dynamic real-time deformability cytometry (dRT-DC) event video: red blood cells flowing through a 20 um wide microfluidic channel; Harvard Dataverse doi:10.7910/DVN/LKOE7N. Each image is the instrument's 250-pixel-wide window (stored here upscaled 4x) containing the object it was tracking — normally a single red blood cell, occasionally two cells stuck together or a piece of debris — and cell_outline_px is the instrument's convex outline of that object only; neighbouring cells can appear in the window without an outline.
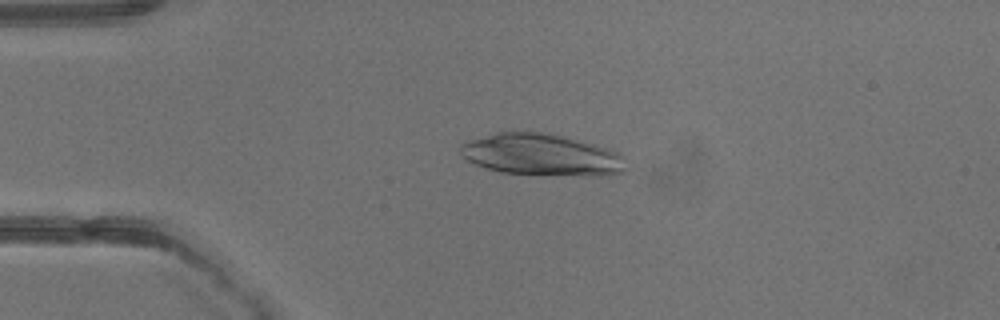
{"species": "common noctule bat (a hibernating species)", "species_latin": "Nyctalus noctula", "temperature_condition": "warm", "stored_images_in_passage": 30, "camera_frame_rate_fps": 3000, "um_per_image_px": 0.085, "animal": {"sex": "male", "body_mass_g": 13.3}, "frame": {"image": 1, "passage_image": 3, "time_ms": 0.667, "image_size_px": [1000, 320], "cell_outline_px": [[628, 168], [624, 172], [600, 176], [584, 176], [500, 172], [476, 164], [468, 160], [460, 152], [460, 144], [496, 132], [540, 132], [560, 136], [592, 144], [620, 152], [624, 156]], "centroid_in_image_um": [46.1, 13.17], "position_along_channel_um": 38.9, "area_um2": 39.88}}
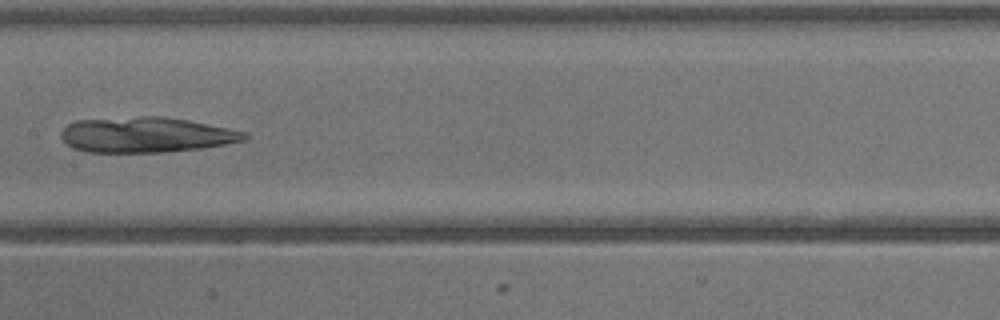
{"frame": {"image": 2, "passage_image": 14, "time_ms": 4.333, "image_size_px": [1000, 320], "cell_outline_px": [[248, 136], [244, 140], [204, 148], [164, 152], [88, 152], [72, 148], [60, 136], [60, 132], [68, 124], [76, 120], [140, 116], [164, 116], [188, 120], [228, 128], [244, 132]], "centroid_in_image_um": [12.39, 11.45], "position_along_channel_um": 195.0, "area_um2": 37.74}}
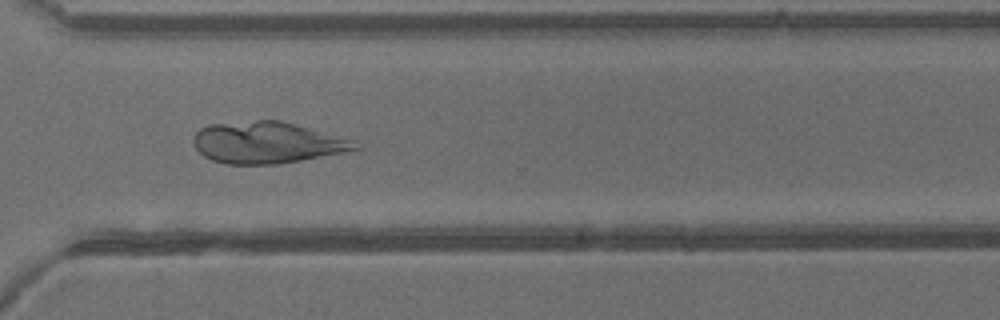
{"frame": {"image": 3, "passage_image": 23, "time_ms": 7.333, "image_size_px": [1000, 320], "cell_outline_px": [[360, 148], [344, 152], [300, 160], [276, 164], [224, 164], [212, 160], [204, 156], [196, 148], [192, 140], [196, 132], [200, 128], [208, 124], [256, 120], [280, 120], [356, 140]], "centroid_in_image_um": [22.69, 12.11], "position_along_channel_um": 347.9, "area_um2": 39.13}}